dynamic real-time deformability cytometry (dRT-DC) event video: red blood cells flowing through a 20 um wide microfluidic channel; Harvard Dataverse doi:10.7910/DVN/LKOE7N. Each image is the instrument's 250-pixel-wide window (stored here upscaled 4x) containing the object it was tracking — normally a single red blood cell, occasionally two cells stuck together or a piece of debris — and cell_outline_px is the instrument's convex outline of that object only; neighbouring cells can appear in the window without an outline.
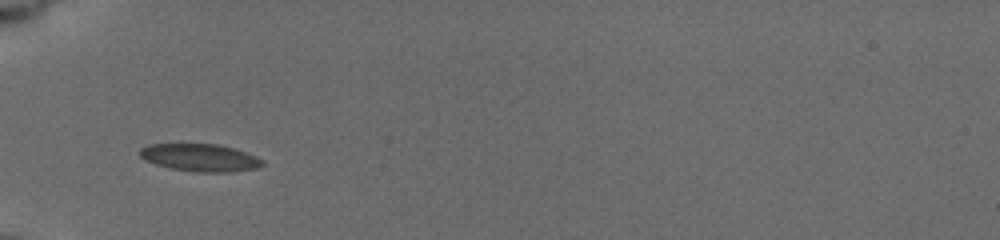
{"species": "common noctule bat (a hibernating species)", "species_latin": "Nyctalus noctula", "temperature_condition": "cold", "stored_images_in_passage": 44, "camera_frame_rate_fps": 3000, "um_per_image_px": 0.085, "animal": {"sex": "female", "body_mass_g": 19.5, "forearm_length_mm": 54.1}, "frame": {"image": 1, "passage_image": 1, "time_ms": 0.0, "image_size_px": [1000, 240], "cell_outline_px": [[264, 164], [256, 168], [232, 172], [196, 172], [172, 168], [156, 164], [144, 160], [136, 152], [140, 148], [152, 144], [216, 144], [232, 148], [256, 156], [264, 160]], "centroid_in_image_um": [16.98, 13.4], "position_along_channel_um": 68.0, "area_um2": 19.59}}
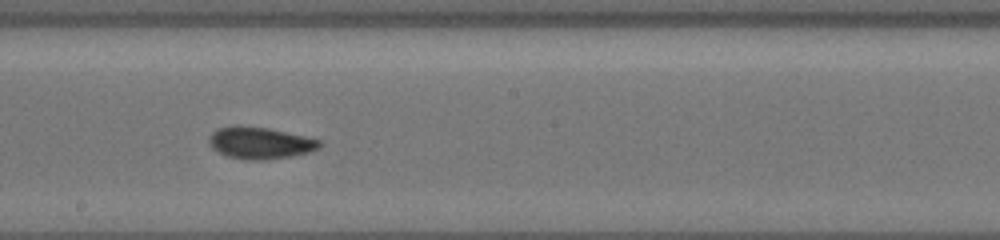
{"frame": {"image": 2, "passage_image": 25, "time_ms": 4.333, "image_size_px": [1000, 240], "cell_outline_px": [[324, 144], [320, 148], [312, 152], [292, 156], [268, 160], [244, 160], [224, 156], [212, 148], [208, 144], [208, 136], [216, 128], [268, 128], [304, 136], [320, 140]], "centroid_in_image_um": [22.13, 12.2], "position_along_channel_um": 226.1, "area_um2": 20.4}}
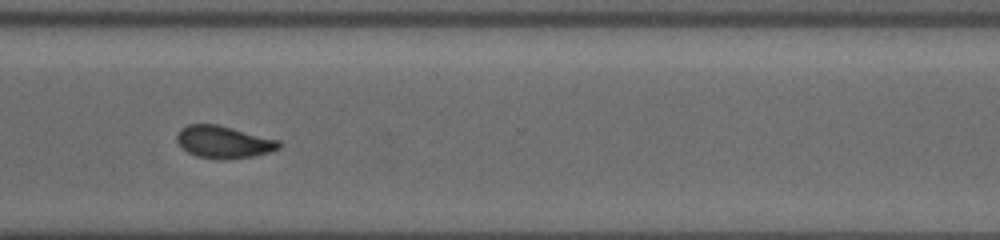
{"frame": {"image": 3, "passage_image": 43, "time_ms": 7.667, "image_size_px": [1000, 240], "cell_outline_px": [[284, 144], [280, 148], [268, 152], [252, 156], [224, 160], [216, 160], [196, 156], [188, 152], [176, 140], [176, 136], [180, 128], [188, 124], [216, 124], [280, 140]], "centroid_in_image_um": [19.02, 12.07], "position_along_channel_um": 351.6, "area_um2": 19.31}}